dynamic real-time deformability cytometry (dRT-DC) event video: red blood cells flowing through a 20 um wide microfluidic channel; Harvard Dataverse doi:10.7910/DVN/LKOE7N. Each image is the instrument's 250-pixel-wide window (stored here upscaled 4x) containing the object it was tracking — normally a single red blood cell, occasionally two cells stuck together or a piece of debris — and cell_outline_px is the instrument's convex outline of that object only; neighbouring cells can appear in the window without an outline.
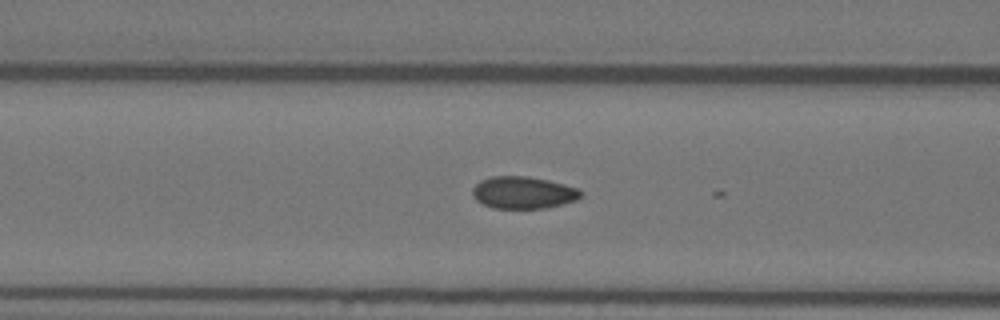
{"species": "Egyptian fruit bat (a non-hibernating species)", "species_latin": "Rousettus aegyptiacus", "temperature_condition": "warm", "stored_images_in_passage": 7, "camera_frame_rate_fps": 3000, "um_per_image_px": 0.085, "animal": {"sex": "female"}, "frame": {"image": 1, "passage_image": 6, "time_ms": 1.667, "image_size_px": [1000, 320], "cell_outline_px": [[584, 196], [576, 200], [544, 208], [492, 208], [476, 200], [472, 196], [472, 188], [480, 180], [492, 176], [528, 176], [548, 180], [580, 188], [584, 192]], "centroid_in_image_um": [44.49, 16.36], "position_along_channel_um": 122.1, "area_um2": 20.46}}